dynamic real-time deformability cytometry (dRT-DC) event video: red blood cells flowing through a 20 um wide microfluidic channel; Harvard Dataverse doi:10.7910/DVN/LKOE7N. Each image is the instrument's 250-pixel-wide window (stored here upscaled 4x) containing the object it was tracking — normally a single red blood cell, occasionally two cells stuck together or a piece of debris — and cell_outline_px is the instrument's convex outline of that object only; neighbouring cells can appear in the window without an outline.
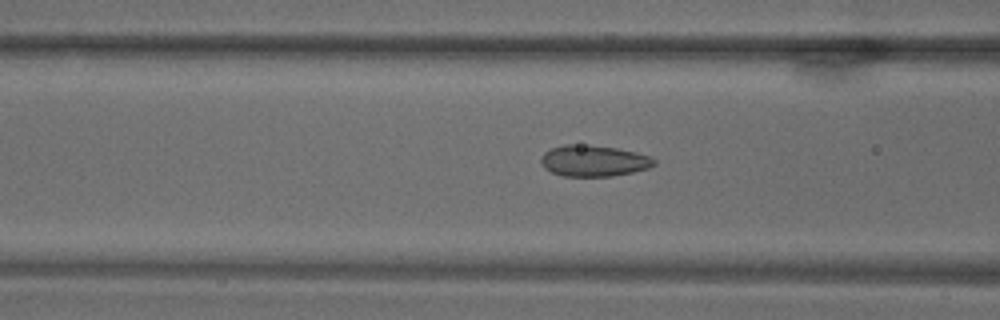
{"species": "common noctule bat (a hibernating species)", "species_latin": "Nyctalus noctula", "temperature_condition": "warm", "stored_images_in_passage": 69, "camera_frame_rate_fps": 3000, "um_per_image_px": 0.085, "animal": {"sex": "male", "body_mass_g": 18.8}, "frame": {"image": 1, "passage_image": 27, "time_ms": 8.667, "image_size_px": [1000, 320], "cell_outline_px": [[656, 164], [648, 168], [632, 172], [612, 176], [564, 176], [552, 172], [544, 168], [540, 164], [540, 160], [544, 152], [552, 148], [564, 144], [588, 144], [616, 148], [636, 152], [652, 156], [656, 160]], "centroid_in_image_um": [50.47, 13.66], "position_along_channel_um": 116.1, "area_um2": 20.75}}
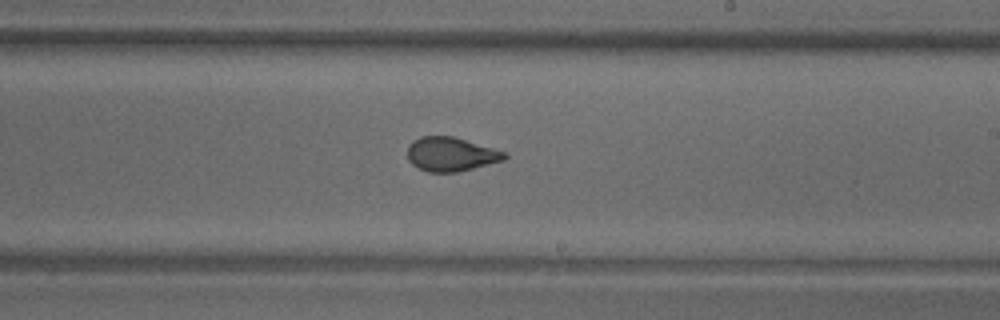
{"frame": {"image": 2, "passage_image": 41, "time_ms": 13.333, "image_size_px": [1000, 320], "cell_outline_px": [[508, 156], [504, 160], [456, 172], [428, 172], [412, 164], [408, 160], [408, 144], [412, 140], [420, 136], [452, 136], [508, 152]], "centroid_in_image_um": [38.32, 13.09], "position_along_channel_um": 250.7, "area_um2": 19.25}}
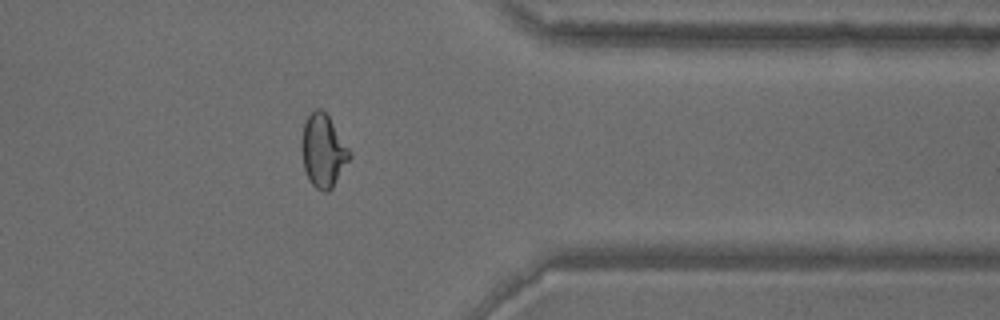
{"frame": {"image": 3, "passage_image": 56, "time_ms": 18.333, "image_size_px": [1000, 320], "cell_outline_px": [[352, 156], [332, 188], [328, 192], [324, 192], [316, 188], [308, 180], [304, 168], [300, 148], [300, 144], [304, 124], [308, 116], [316, 108], [320, 108], [328, 116], [352, 152]], "centroid_in_image_um": [27.47, 12.84], "position_along_channel_um": 383.9, "area_um2": 20.46}}